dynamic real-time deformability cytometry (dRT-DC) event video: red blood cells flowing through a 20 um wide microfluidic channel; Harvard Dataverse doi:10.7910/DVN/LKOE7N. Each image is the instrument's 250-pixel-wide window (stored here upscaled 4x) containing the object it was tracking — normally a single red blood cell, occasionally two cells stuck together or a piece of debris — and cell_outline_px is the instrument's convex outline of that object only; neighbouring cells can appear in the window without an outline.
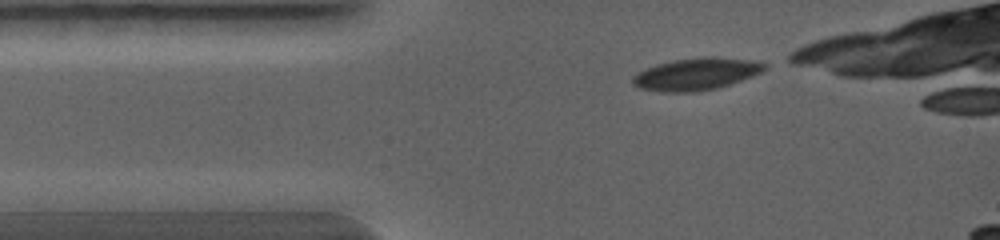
{"species": "common noctule bat (a hibernating species)", "species_latin": "Nyctalus noctula", "temperature_condition": "warm", "stored_images_in_passage": 3, "camera_frame_rate_fps": 5000, "um_per_image_px": 0.085, "animal": {"sex": "female", "body_mass_g": 19.0, "forearm_length_mm": 56.7}, "frame": {"image": 1, "passage_image": 1, "time_ms": 0.0, "image_size_px": [1000, 240], "cell_outline_px": [[768, 68], [752, 76], [716, 88], [696, 92], [660, 92], [640, 88], [632, 84], [632, 76], [636, 72], [644, 68], [656, 64], [672, 60], [696, 56], [716, 56], [752, 60], [768, 64]], "centroid_in_image_um": [59.14, 6.27], "position_along_channel_um": 25.9, "area_um2": 25.09}}